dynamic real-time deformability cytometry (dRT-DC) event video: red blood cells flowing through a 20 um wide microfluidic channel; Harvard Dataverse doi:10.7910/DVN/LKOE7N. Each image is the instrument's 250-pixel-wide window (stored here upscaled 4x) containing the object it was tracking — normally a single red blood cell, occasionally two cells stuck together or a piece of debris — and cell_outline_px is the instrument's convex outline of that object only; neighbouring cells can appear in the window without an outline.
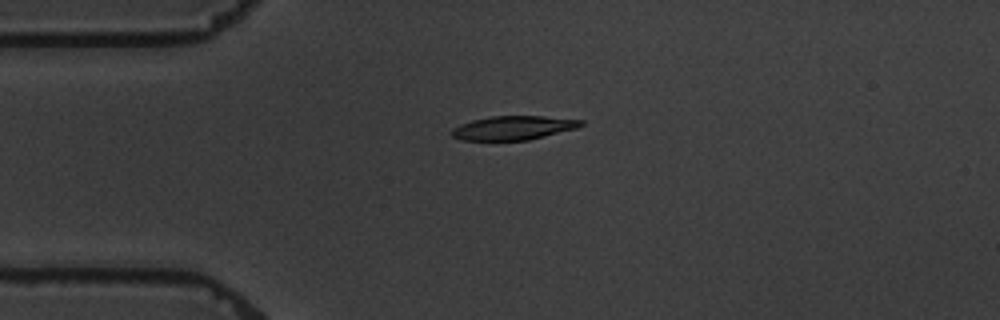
{"species": "common noctule bat (a hibernating species)", "species_latin": "Nyctalus noctula", "temperature_condition": "warm", "stored_images_in_passage": 2, "camera_frame_rate_fps": 3000, "um_per_image_px": 0.085, "animal": {"sex": "male", "body_mass_g": 19.5, "forearm_length_mm": 54.6}, "frame": {"image": 1, "passage_image": 1, "time_ms": 0.0, "image_size_px": [1000, 320], "cell_outline_px": [[584, 124], [576, 128], [528, 140], [460, 140], [452, 136], [452, 128], [460, 124], [472, 120], [492, 116], [544, 116], [584, 120]], "centroid_in_image_um": [43.62, 10.86], "position_along_channel_um": 41.4, "area_um2": 17.92}}